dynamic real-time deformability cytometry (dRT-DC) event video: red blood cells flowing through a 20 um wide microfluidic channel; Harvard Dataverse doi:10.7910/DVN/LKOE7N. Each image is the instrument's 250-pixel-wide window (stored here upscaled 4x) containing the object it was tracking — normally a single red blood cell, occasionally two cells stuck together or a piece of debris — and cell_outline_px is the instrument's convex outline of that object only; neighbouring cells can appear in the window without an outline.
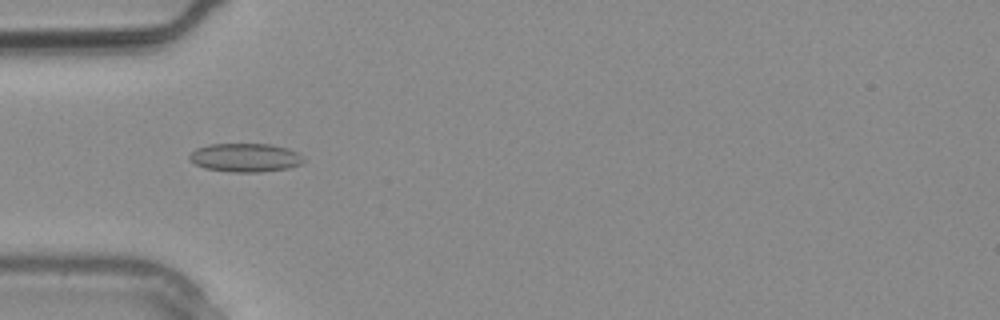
{"species": "common noctule bat (a hibernating species)", "species_latin": "Nyctalus noctula", "temperature_condition": "warm", "stored_images_in_passage": 7, "camera_frame_rate_fps": 3000, "um_per_image_px": 0.085, "animal": {"sex": "male", "body_mass_g": 20.4}, "frame": {"image": 1, "passage_image": 2, "time_ms": 0.333, "image_size_px": [1000, 320], "cell_outline_px": [[304, 160], [300, 164], [288, 168], [260, 172], [232, 172], [204, 168], [196, 164], [188, 156], [196, 148], [208, 144], [272, 144], [288, 148], [304, 156]], "centroid_in_image_um": [20.86, 13.39], "position_along_channel_um": 64.1, "area_um2": 19.02}}
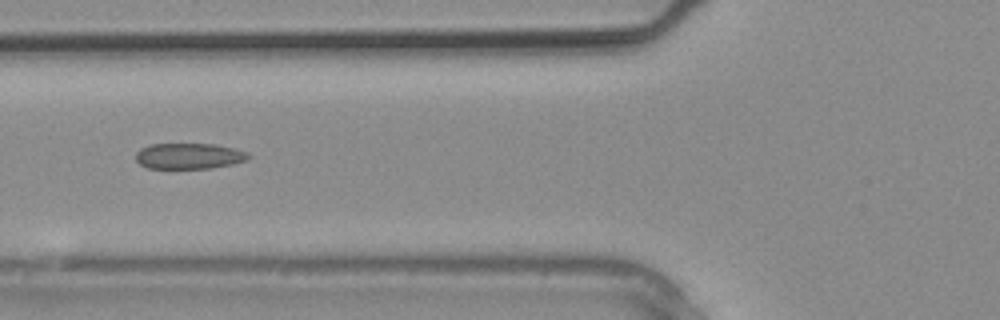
{"frame": {"image": 2, "passage_image": 4, "time_ms": 1.0, "image_size_px": [1000, 320], "cell_outline_px": [[252, 156], [248, 160], [232, 164], [212, 168], [148, 168], [140, 164], [136, 160], [136, 152], [140, 148], [152, 144], [216, 144], [248, 152]], "centroid_in_image_um": [16.09, 13.26], "position_along_channel_um": 109.7, "area_um2": 16.99}}